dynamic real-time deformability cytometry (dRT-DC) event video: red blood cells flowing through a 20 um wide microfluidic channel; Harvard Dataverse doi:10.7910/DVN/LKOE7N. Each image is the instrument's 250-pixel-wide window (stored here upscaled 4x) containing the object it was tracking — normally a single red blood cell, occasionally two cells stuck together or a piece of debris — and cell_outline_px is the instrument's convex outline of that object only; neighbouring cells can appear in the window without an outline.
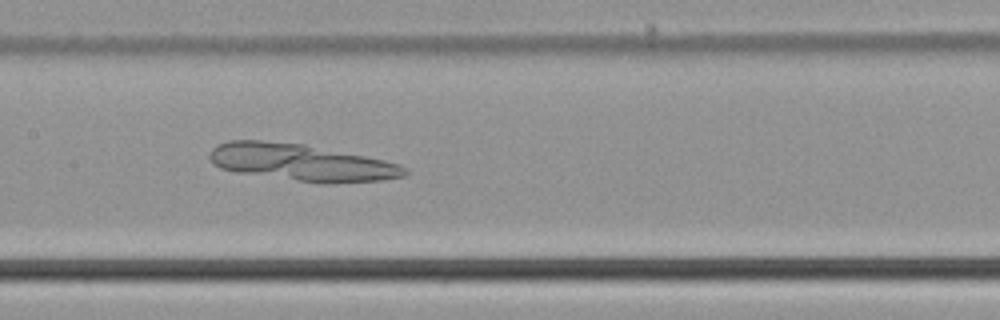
{"species": "common noctule bat (a hibernating species)", "species_latin": "Nyctalus noctula", "temperature_condition": "cold", "stored_images_in_passage": 54, "camera_frame_rate_fps": 3000, "um_per_image_px": 0.085, "animal": {"sex": "male", "body_mass_g": 21.5, "forearm_length_mm": 52.0}, "frame": {"image": 1, "passage_image": 27, "time_ms": 8.667, "image_size_px": [1000, 320], "cell_outline_px": [[408, 172], [404, 176], [380, 180], [332, 184], [320, 184], [236, 172], [220, 168], [208, 156], [212, 148], [216, 144], [228, 140], [260, 140], [304, 144], [384, 160], [400, 164], [408, 168]], "centroid_in_image_um": [25.62, 13.82], "position_along_channel_um": 181.8, "area_um2": 42.08}}
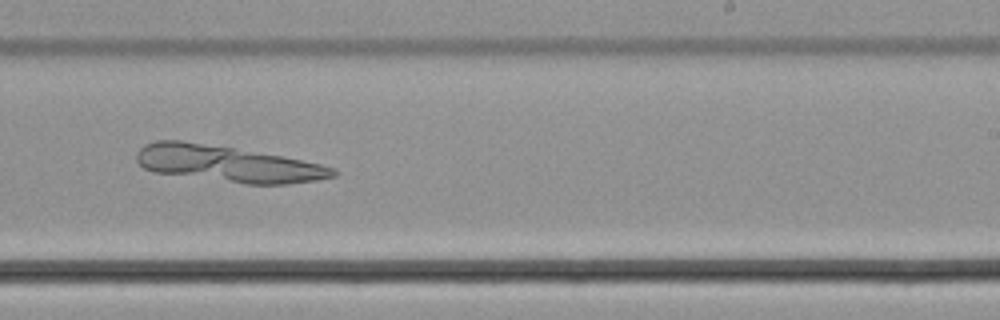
{"frame": {"image": 2, "passage_image": 34, "time_ms": 11.0, "image_size_px": [1000, 320], "cell_outline_px": [[336, 176], [316, 180], [288, 184], [248, 184], [152, 172], [144, 168], [136, 160], [136, 152], [144, 144], [156, 140], [180, 140], [232, 148], [280, 156], [320, 164], [332, 168], [336, 172]], "centroid_in_image_um": [19.28, 13.93], "position_along_channel_um": 269.7, "area_um2": 40.98}}
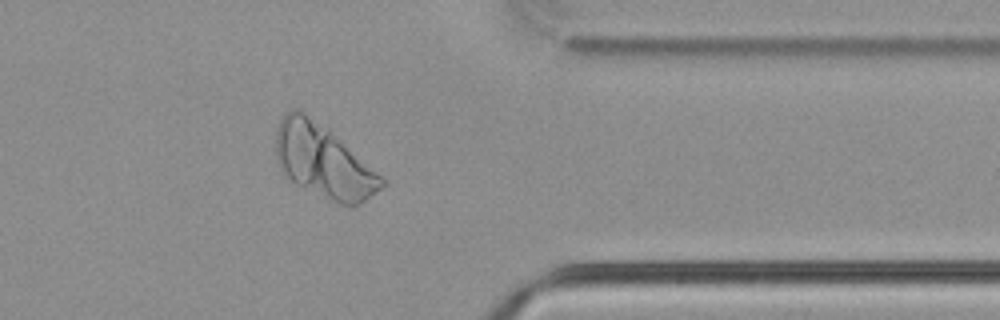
{"frame": {"image": 3, "passage_image": 44, "time_ms": 14.333, "image_size_px": [1000, 320], "cell_outline_px": [[388, 180], [380, 188], [360, 204], [352, 208], [332, 200], [296, 184], [284, 176], [280, 168], [276, 156], [276, 132], [280, 120], [284, 112], [292, 108], [300, 108], [328, 128]], "centroid_in_image_um": [27.48, 13.67], "position_along_channel_um": 383.9, "area_um2": 45.32}}